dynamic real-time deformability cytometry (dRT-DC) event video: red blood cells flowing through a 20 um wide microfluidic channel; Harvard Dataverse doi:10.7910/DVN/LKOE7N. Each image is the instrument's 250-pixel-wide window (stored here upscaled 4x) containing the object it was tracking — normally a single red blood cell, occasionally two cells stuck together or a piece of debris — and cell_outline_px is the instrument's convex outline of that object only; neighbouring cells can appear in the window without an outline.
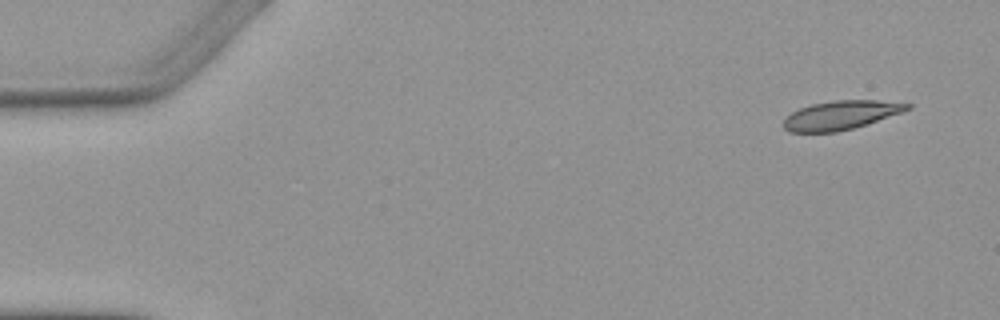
{"species": "Egyptian fruit bat (a non-hibernating species)", "species_latin": "Rousettus aegyptiacus", "temperature_condition": "warm", "stored_images_in_passage": 2, "camera_frame_rate_fps": 3000, "um_per_image_px": 0.085, "animal": {"sex": "female"}, "frame": {"image": 1, "passage_image": 2, "time_ms": 1.0, "image_size_px": [1000, 320], "cell_outline_px": [[912, 108], [852, 128], [836, 132], [788, 132], [784, 128], [784, 120], [792, 112], [800, 108], [812, 104], [836, 100], [876, 100], [912, 104]], "centroid_in_image_um": [71.43, 9.78], "position_along_channel_um": 13.6, "area_um2": 20.35}}